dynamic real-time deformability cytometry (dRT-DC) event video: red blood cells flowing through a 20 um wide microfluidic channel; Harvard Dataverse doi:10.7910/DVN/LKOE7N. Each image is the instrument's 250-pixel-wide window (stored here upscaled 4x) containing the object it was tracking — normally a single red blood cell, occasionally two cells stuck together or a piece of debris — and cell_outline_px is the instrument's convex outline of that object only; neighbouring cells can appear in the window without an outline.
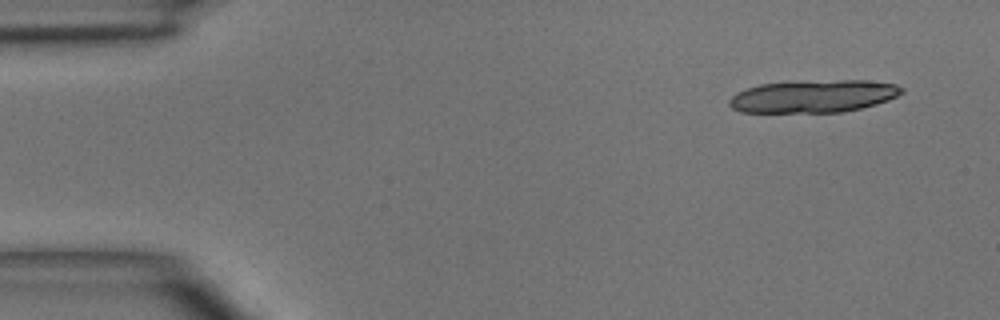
{"species": "common noctule bat (a hibernating species)", "species_latin": "Nyctalus noctula", "temperature_condition": "room temperature", "stored_images_in_passage": 6, "camera_frame_rate_fps": 3000, "um_per_image_px": 0.085, "animal": {"sex": "male", "body_mass_g": 15.6}, "frame": {"image": 1, "passage_image": 1, "time_ms": 0.0, "image_size_px": [1000, 320], "cell_outline_px": [[904, 92], [888, 100], [876, 104], [844, 112], [740, 112], [732, 108], [728, 104], [728, 100], [736, 92], [760, 84], [840, 80], [864, 80], [896, 84], [904, 88]], "centroid_in_image_um": [69.15, 8.19], "position_along_channel_um": 15.9, "area_um2": 32.48}}
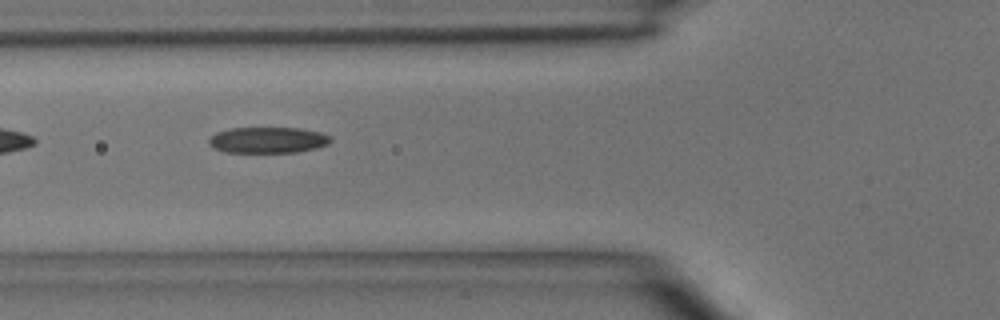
{"frame": {"image": 2, "passage_image": 5, "time_ms": 4.667, "image_size_px": [1000, 320], "cell_outline_px": [[332, 140], [328, 144], [316, 148], [296, 152], [224, 152], [208, 144], [208, 140], [216, 132], [232, 128], [300, 128], [320, 132], [332, 136]], "centroid_in_image_um": [22.8, 11.9], "position_along_channel_um": 103.0, "area_um2": 18.44}}
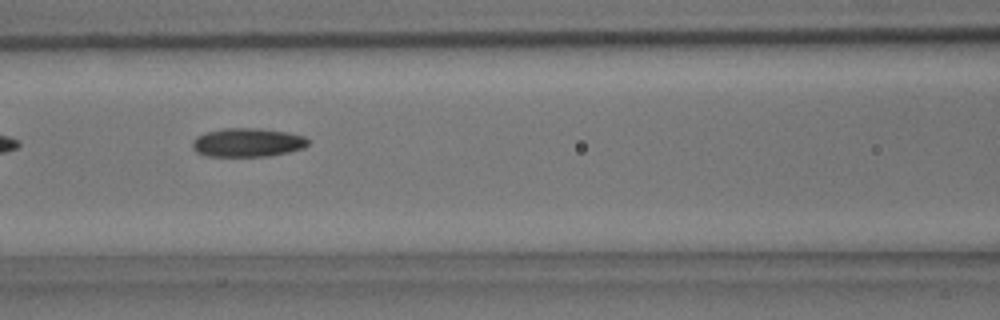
{"frame": {"image": 3, "passage_image": 6, "time_ms": 5.667, "image_size_px": [1000, 320], "cell_outline_px": [[308, 144], [304, 148], [288, 152], [268, 156], [204, 156], [196, 152], [192, 148], [192, 140], [196, 136], [208, 132], [224, 128], [260, 128], [284, 132], [304, 136], [308, 140]], "centroid_in_image_um": [21.0, 12.12], "position_along_channel_um": 145.6, "area_um2": 19.36}}